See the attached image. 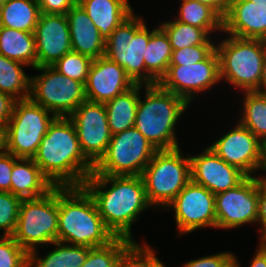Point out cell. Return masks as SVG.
Listing matches in <instances>:
<instances>
[{
	"label": "cell",
	"instance_id": "cell-1",
	"mask_svg": "<svg viewBox=\"0 0 266 267\" xmlns=\"http://www.w3.org/2000/svg\"><path fill=\"white\" fill-rule=\"evenodd\" d=\"M82 186L92 196L113 235L135 241L131 236L133 222L139 219L141 212L153 207L147 200L142 177L90 175Z\"/></svg>",
	"mask_w": 266,
	"mask_h": 267
},
{
	"label": "cell",
	"instance_id": "cell-2",
	"mask_svg": "<svg viewBox=\"0 0 266 267\" xmlns=\"http://www.w3.org/2000/svg\"><path fill=\"white\" fill-rule=\"evenodd\" d=\"M32 159L54 186H82L94 169L69 117L54 118Z\"/></svg>",
	"mask_w": 266,
	"mask_h": 267
},
{
	"label": "cell",
	"instance_id": "cell-3",
	"mask_svg": "<svg viewBox=\"0 0 266 267\" xmlns=\"http://www.w3.org/2000/svg\"><path fill=\"white\" fill-rule=\"evenodd\" d=\"M115 238L83 186H58L57 241L95 248Z\"/></svg>",
	"mask_w": 266,
	"mask_h": 267
},
{
	"label": "cell",
	"instance_id": "cell-4",
	"mask_svg": "<svg viewBox=\"0 0 266 267\" xmlns=\"http://www.w3.org/2000/svg\"><path fill=\"white\" fill-rule=\"evenodd\" d=\"M144 88L146 96L144 100L139 96L134 127L157 150L178 148L175 125L190 104L159 84Z\"/></svg>",
	"mask_w": 266,
	"mask_h": 267
},
{
	"label": "cell",
	"instance_id": "cell-5",
	"mask_svg": "<svg viewBox=\"0 0 266 267\" xmlns=\"http://www.w3.org/2000/svg\"><path fill=\"white\" fill-rule=\"evenodd\" d=\"M141 17L133 12L105 40L104 56L124 68L134 84L154 85L158 82L146 71L144 57L151 34Z\"/></svg>",
	"mask_w": 266,
	"mask_h": 267
},
{
	"label": "cell",
	"instance_id": "cell-6",
	"mask_svg": "<svg viewBox=\"0 0 266 267\" xmlns=\"http://www.w3.org/2000/svg\"><path fill=\"white\" fill-rule=\"evenodd\" d=\"M220 80L244 91H255L262 75L266 41L228 36L216 46Z\"/></svg>",
	"mask_w": 266,
	"mask_h": 267
},
{
	"label": "cell",
	"instance_id": "cell-7",
	"mask_svg": "<svg viewBox=\"0 0 266 267\" xmlns=\"http://www.w3.org/2000/svg\"><path fill=\"white\" fill-rule=\"evenodd\" d=\"M181 153L180 147L158 150L144 168L141 177L151 206L167 208L191 180L190 156Z\"/></svg>",
	"mask_w": 266,
	"mask_h": 267
},
{
	"label": "cell",
	"instance_id": "cell-8",
	"mask_svg": "<svg viewBox=\"0 0 266 267\" xmlns=\"http://www.w3.org/2000/svg\"><path fill=\"white\" fill-rule=\"evenodd\" d=\"M57 232L58 186L44 196L21 201L12 237L28 254L37 249L38 244L56 242Z\"/></svg>",
	"mask_w": 266,
	"mask_h": 267
},
{
	"label": "cell",
	"instance_id": "cell-9",
	"mask_svg": "<svg viewBox=\"0 0 266 267\" xmlns=\"http://www.w3.org/2000/svg\"><path fill=\"white\" fill-rule=\"evenodd\" d=\"M55 117L30 98L15 100L12 115L3 131L4 150L17 158H33Z\"/></svg>",
	"mask_w": 266,
	"mask_h": 267
},
{
	"label": "cell",
	"instance_id": "cell-10",
	"mask_svg": "<svg viewBox=\"0 0 266 267\" xmlns=\"http://www.w3.org/2000/svg\"><path fill=\"white\" fill-rule=\"evenodd\" d=\"M158 150L135 128L112 135L90 175L141 176Z\"/></svg>",
	"mask_w": 266,
	"mask_h": 267
},
{
	"label": "cell",
	"instance_id": "cell-11",
	"mask_svg": "<svg viewBox=\"0 0 266 267\" xmlns=\"http://www.w3.org/2000/svg\"><path fill=\"white\" fill-rule=\"evenodd\" d=\"M34 69L43 72L31 77L29 98L56 117H69L86 101L82 82L64 76L52 66Z\"/></svg>",
	"mask_w": 266,
	"mask_h": 267
},
{
	"label": "cell",
	"instance_id": "cell-12",
	"mask_svg": "<svg viewBox=\"0 0 266 267\" xmlns=\"http://www.w3.org/2000/svg\"><path fill=\"white\" fill-rule=\"evenodd\" d=\"M219 56L216 49L203 61L188 65H169L158 84L183 97L189 104L195 94L220 82Z\"/></svg>",
	"mask_w": 266,
	"mask_h": 267
},
{
	"label": "cell",
	"instance_id": "cell-13",
	"mask_svg": "<svg viewBox=\"0 0 266 267\" xmlns=\"http://www.w3.org/2000/svg\"><path fill=\"white\" fill-rule=\"evenodd\" d=\"M258 209V177H246L235 188L215 195L216 229L257 223Z\"/></svg>",
	"mask_w": 266,
	"mask_h": 267
},
{
	"label": "cell",
	"instance_id": "cell-14",
	"mask_svg": "<svg viewBox=\"0 0 266 267\" xmlns=\"http://www.w3.org/2000/svg\"><path fill=\"white\" fill-rule=\"evenodd\" d=\"M174 209L179 234L202 227L216 228L215 195L204 186L190 180L167 206Z\"/></svg>",
	"mask_w": 266,
	"mask_h": 267
},
{
	"label": "cell",
	"instance_id": "cell-15",
	"mask_svg": "<svg viewBox=\"0 0 266 267\" xmlns=\"http://www.w3.org/2000/svg\"><path fill=\"white\" fill-rule=\"evenodd\" d=\"M84 156L95 165L105 154L112 137L104 103L84 101L69 116Z\"/></svg>",
	"mask_w": 266,
	"mask_h": 267
},
{
	"label": "cell",
	"instance_id": "cell-16",
	"mask_svg": "<svg viewBox=\"0 0 266 267\" xmlns=\"http://www.w3.org/2000/svg\"><path fill=\"white\" fill-rule=\"evenodd\" d=\"M208 147L247 177H252L254 171L262 167L263 143L239 122L234 129Z\"/></svg>",
	"mask_w": 266,
	"mask_h": 267
},
{
	"label": "cell",
	"instance_id": "cell-17",
	"mask_svg": "<svg viewBox=\"0 0 266 267\" xmlns=\"http://www.w3.org/2000/svg\"><path fill=\"white\" fill-rule=\"evenodd\" d=\"M33 34L36 43V67L52 66L72 51L66 15L40 13Z\"/></svg>",
	"mask_w": 266,
	"mask_h": 267
},
{
	"label": "cell",
	"instance_id": "cell-18",
	"mask_svg": "<svg viewBox=\"0 0 266 267\" xmlns=\"http://www.w3.org/2000/svg\"><path fill=\"white\" fill-rule=\"evenodd\" d=\"M191 180L204 186L214 195L235 188L247 176L235 166L229 165L209 147L190 157Z\"/></svg>",
	"mask_w": 266,
	"mask_h": 267
},
{
	"label": "cell",
	"instance_id": "cell-19",
	"mask_svg": "<svg viewBox=\"0 0 266 267\" xmlns=\"http://www.w3.org/2000/svg\"><path fill=\"white\" fill-rule=\"evenodd\" d=\"M124 68L105 56L92 61L85 83L86 100L106 103L134 86Z\"/></svg>",
	"mask_w": 266,
	"mask_h": 267
},
{
	"label": "cell",
	"instance_id": "cell-20",
	"mask_svg": "<svg viewBox=\"0 0 266 267\" xmlns=\"http://www.w3.org/2000/svg\"><path fill=\"white\" fill-rule=\"evenodd\" d=\"M222 32L266 41V8L249 0H231L223 18Z\"/></svg>",
	"mask_w": 266,
	"mask_h": 267
},
{
	"label": "cell",
	"instance_id": "cell-21",
	"mask_svg": "<svg viewBox=\"0 0 266 267\" xmlns=\"http://www.w3.org/2000/svg\"><path fill=\"white\" fill-rule=\"evenodd\" d=\"M71 37L72 51L85 55L92 60L105 54V39L87 15L76 3L66 14Z\"/></svg>",
	"mask_w": 266,
	"mask_h": 267
},
{
	"label": "cell",
	"instance_id": "cell-22",
	"mask_svg": "<svg viewBox=\"0 0 266 267\" xmlns=\"http://www.w3.org/2000/svg\"><path fill=\"white\" fill-rule=\"evenodd\" d=\"M55 186L32 158H18L11 173V193L22 199L46 195Z\"/></svg>",
	"mask_w": 266,
	"mask_h": 267
},
{
	"label": "cell",
	"instance_id": "cell-23",
	"mask_svg": "<svg viewBox=\"0 0 266 267\" xmlns=\"http://www.w3.org/2000/svg\"><path fill=\"white\" fill-rule=\"evenodd\" d=\"M77 3L105 40L134 12L128 0H78Z\"/></svg>",
	"mask_w": 266,
	"mask_h": 267
},
{
	"label": "cell",
	"instance_id": "cell-24",
	"mask_svg": "<svg viewBox=\"0 0 266 267\" xmlns=\"http://www.w3.org/2000/svg\"><path fill=\"white\" fill-rule=\"evenodd\" d=\"M141 84H135L126 92L104 103L107 121L112 135L134 127Z\"/></svg>",
	"mask_w": 266,
	"mask_h": 267
},
{
	"label": "cell",
	"instance_id": "cell-25",
	"mask_svg": "<svg viewBox=\"0 0 266 267\" xmlns=\"http://www.w3.org/2000/svg\"><path fill=\"white\" fill-rule=\"evenodd\" d=\"M0 54L35 68L37 57L34 34L0 26Z\"/></svg>",
	"mask_w": 266,
	"mask_h": 267
},
{
	"label": "cell",
	"instance_id": "cell-26",
	"mask_svg": "<svg viewBox=\"0 0 266 267\" xmlns=\"http://www.w3.org/2000/svg\"><path fill=\"white\" fill-rule=\"evenodd\" d=\"M40 16L37 0H9L0 6V26L33 33Z\"/></svg>",
	"mask_w": 266,
	"mask_h": 267
},
{
	"label": "cell",
	"instance_id": "cell-27",
	"mask_svg": "<svg viewBox=\"0 0 266 267\" xmlns=\"http://www.w3.org/2000/svg\"><path fill=\"white\" fill-rule=\"evenodd\" d=\"M57 248L51 250L43 258H39L38 250L29 253L28 267H81L89 250L88 246L66 245L56 241L52 243Z\"/></svg>",
	"mask_w": 266,
	"mask_h": 267
},
{
	"label": "cell",
	"instance_id": "cell-28",
	"mask_svg": "<svg viewBox=\"0 0 266 267\" xmlns=\"http://www.w3.org/2000/svg\"><path fill=\"white\" fill-rule=\"evenodd\" d=\"M145 49L146 71L159 82L167 72L173 52L167 35L160 27L151 34Z\"/></svg>",
	"mask_w": 266,
	"mask_h": 267
},
{
	"label": "cell",
	"instance_id": "cell-29",
	"mask_svg": "<svg viewBox=\"0 0 266 267\" xmlns=\"http://www.w3.org/2000/svg\"><path fill=\"white\" fill-rule=\"evenodd\" d=\"M22 66L27 65L0 54V92L10 95L15 100L30 97L31 76L25 74Z\"/></svg>",
	"mask_w": 266,
	"mask_h": 267
},
{
	"label": "cell",
	"instance_id": "cell-30",
	"mask_svg": "<svg viewBox=\"0 0 266 267\" xmlns=\"http://www.w3.org/2000/svg\"><path fill=\"white\" fill-rule=\"evenodd\" d=\"M177 21L204 29L209 35L212 31H223V19L208 5L182 0Z\"/></svg>",
	"mask_w": 266,
	"mask_h": 267
},
{
	"label": "cell",
	"instance_id": "cell-31",
	"mask_svg": "<svg viewBox=\"0 0 266 267\" xmlns=\"http://www.w3.org/2000/svg\"><path fill=\"white\" fill-rule=\"evenodd\" d=\"M243 112L239 123L262 143L266 142V95L244 91Z\"/></svg>",
	"mask_w": 266,
	"mask_h": 267
},
{
	"label": "cell",
	"instance_id": "cell-32",
	"mask_svg": "<svg viewBox=\"0 0 266 267\" xmlns=\"http://www.w3.org/2000/svg\"><path fill=\"white\" fill-rule=\"evenodd\" d=\"M160 28L167 35L172 50L196 45H214L204 29L181 23L176 19L163 22Z\"/></svg>",
	"mask_w": 266,
	"mask_h": 267
},
{
	"label": "cell",
	"instance_id": "cell-33",
	"mask_svg": "<svg viewBox=\"0 0 266 267\" xmlns=\"http://www.w3.org/2000/svg\"><path fill=\"white\" fill-rule=\"evenodd\" d=\"M132 242L128 238L116 237L105 246L91 248L81 267H117L122 252Z\"/></svg>",
	"mask_w": 266,
	"mask_h": 267
},
{
	"label": "cell",
	"instance_id": "cell-34",
	"mask_svg": "<svg viewBox=\"0 0 266 267\" xmlns=\"http://www.w3.org/2000/svg\"><path fill=\"white\" fill-rule=\"evenodd\" d=\"M92 61L85 55L71 51L60 58L52 67L64 76L85 85Z\"/></svg>",
	"mask_w": 266,
	"mask_h": 267
},
{
	"label": "cell",
	"instance_id": "cell-35",
	"mask_svg": "<svg viewBox=\"0 0 266 267\" xmlns=\"http://www.w3.org/2000/svg\"><path fill=\"white\" fill-rule=\"evenodd\" d=\"M149 245L133 241L121 254L117 267H154L160 260Z\"/></svg>",
	"mask_w": 266,
	"mask_h": 267
},
{
	"label": "cell",
	"instance_id": "cell-36",
	"mask_svg": "<svg viewBox=\"0 0 266 267\" xmlns=\"http://www.w3.org/2000/svg\"><path fill=\"white\" fill-rule=\"evenodd\" d=\"M22 200L11 192H0V231H3L2 236L13 235Z\"/></svg>",
	"mask_w": 266,
	"mask_h": 267
},
{
	"label": "cell",
	"instance_id": "cell-37",
	"mask_svg": "<svg viewBox=\"0 0 266 267\" xmlns=\"http://www.w3.org/2000/svg\"><path fill=\"white\" fill-rule=\"evenodd\" d=\"M29 254L12 236L0 237V267H28Z\"/></svg>",
	"mask_w": 266,
	"mask_h": 267
},
{
	"label": "cell",
	"instance_id": "cell-38",
	"mask_svg": "<svg viewBox=\"0 0 266 267\" xmlns=\"http://www.w3.org/2000/svg\"><path fill=\"white\" fill-rule=\"evenodd\" d=\"M216 45H196L173 50L169 65H188L205 60Z\"/></svg>",
	"mask_w": 266,
	"mask_h": 267
},
{
	"label": "cell",
	"instance_id": "cell-39",
	"mask_svg": "<svg viewBox=\"0 0 266 267\" xmlns=\"http://www.w3.org/2000/svg\"><path fill=\"white\" fill-rule=\"evenodd\" d=\"M234 258L231 252H221L190 260L183 267H234Z\"/></svg>",
	"mask_w": 266,
	"mask_h": 267
},
{
	"label": "cell",
	"instance_id": "cell-40",
	"mask_svg": "<svg viewBox=\"0 0 266 267\" xmlns=\"http://www.w3.org/2000/svg\"><path fill=\"white\" fill-rule=\"evenodd\" d=\"M17 159L4 149L0 152V192H11V173Z\"/></svg>",
	"mask_w": 266,
	"mask_h": 267
},
{
	"label": "cell",
	"instance_id": "cell-41",
	"mask_svg": "<svg viewBox=\"0 0 266 267\" xmlns=\"http://www.w3.org/2000/svg\"><path fill=\"white\" fill-rule=\"evenodd\" d=\"M40 13L65 15L78 0H37Z\"/></svg>",
	"mask_w": 266,
	"mask_h": 267
},
{
	"label": "cell",
	"instance_id": "cell-42",
	"mask_svg": "<svg viewBox=\"0 0 266 267\" xmlns=\"http://www.w3.org/2000/svg\"><path fill=\"white\" fill-rule=\"evenodd\" d=\"M258 219L257 222L261 224L260 231L261 236L259 237L262 239L266 236V180L261 179L258 177Z\"/></svg>",
	"mask_w": 266,
	"mask_h": 267
},
{
	"label": "cell",
	"instance_id": "cell-43",
	"mask_svg": "<svg viewBox=\"0 0 266 267\" xmlns=\"http://www.w3.org/2000/svg\"><path fill=\"white\" fill-rule=\"evenodd\" d=\"M14 102L10 95L0 92V129L3 131L12 115Z\"/></svg>",
	"mask_w": 266,
	"mask_h": 267
},
{
	"label": "cell",
	"instance_id": "cell-44",
	"mask_svg": "<svg viewBox=\"0 0 266 267\" xmlns=\"http://www.w3.org/2000/svg\"><path fill=\"white\" fill-rule=\"evenodd\" d=\"M211 7L222 19L227 13L231 0H193Z\"/></svg>",
	"mask_w": 266,
	"mask_h": 267
},
{
	"label": "cell",
	"instance_id": "cell-45",
	"mask_svg": "<svg viewBox=\"0 0 266 267\" xmlns=\"http://www.w3.org/2000/svg\"><path fill=\"white\" fill-rule=\"evenodd\" d=\"M249 267H266V249L261 244Z\"/></svg>",
	"mask_w": 266,
	"mask_h": 267
},
{
	"label": "cell",
	"instance_id": "cell-46",
	"mask_svg": "<svg viewBox=\"0 0 266 267\" xmlns=\"http://www.w3.org/2000/svg\"><path fill=\"white\" fill-rule=\"evenodd\" d=\"M255 92L266 95V51L264 54V62H263L261 79L259 82V86L255 90Z\"/></svg>",
	"mask_w": 266,
	"mask_h": 267
},
{
	"label": "cell",
	"instance_id": "cell-47",
	"mask_svg": "<svg viewBox=\"0 0 266 267\" xmlns=\"http://www.w3.org/2000/svg\"><path fill=\"white\" fill-rule=\"evenodd\" d=\"M261 170L266 171V142L263 143V162H262ZM259 178L266 180V176L265 177L259 176Z\"/></svg>",
	"mask_w": 266,
	"mask_h": 267
},
{
	"label": "cell",
	"instance_id": "cell-48",
	"mask_svg": "<svg viewBox=\"0 0 266 267\" xmlns=\"http://www.w3.org/2000/svg\"><path fill=\"white\" fill-rule=\"evenodd\" d=\"M4 149L3 130L0 129V152Z\"/></svg>",
	"mask_w": 266,
	"mask_h": 267
},
{
	"label": "cell",
	"instance_id": "cell-49",
	"mask_svg": "<svg viewBox=\"0 0 266 267\" xmlns=\"http://www.w3.org/2000/svg\"><path fill=\"white\" fill-rule=\"evenodd\" d=\"M257 5L264 6L266 8V0H249Z\"/></svg>",
	"mask_w": 266,
	"mask_h": 267
},
{
	"label": "cell",
	"instance_id": "cell-50",
	"mask_svg": "<svg viewBox=\"0 0 266 267\" xmlns=\"http://www.w3.org/2000/svg\"><path fill=\"white\" fill-rule=\"evenodd\" d=\"M260 244L266 249V236L261 239Z\"/></svg>",
	"mask_w": 266,
	"mask_h": 267
},
{
	"label": "cell",
	"instance_id": "cell-51",
	"mask_svg": "<svg viewBox=\"0 0 266 267\" xmlns=\"http://www.w3.org/2000/svg\"><path fill=\"white\" fill-rule=\"evenodd\" d=\"M234 267H240L237 257L234 258Z\"/></svg>",
	"mask_w": 266,
	"mask_h": 267
},
{
	"label": "cell",
	"instance_id": "cell-52",
	"mask_svg": "<svg viewBox=\"0 0 266 267\" xmlns=\"http://www.w3.org/2000/svg\"><path fill=\"white\" fill-rule=\"evenodd\" d=\"M154 267H166L161 261H159Z\"/></svg>",
	"mask_w": 266,
	"mask_h": 267
},
{
	"label": "cell",
	"instance_id": "cell-53",
	"mask_svg": "<svg viewBox=\"0 0 266 267\" xmlns=\"http://www.w3.org/2000/svg\"><path fill=\"white\" fill-rule=\"evenodd\" d=\"M9 0H0V6L7 3Z\"/></svg>",
	"mask_w": 266,
	"mask_h": 267
}]
</instances>
